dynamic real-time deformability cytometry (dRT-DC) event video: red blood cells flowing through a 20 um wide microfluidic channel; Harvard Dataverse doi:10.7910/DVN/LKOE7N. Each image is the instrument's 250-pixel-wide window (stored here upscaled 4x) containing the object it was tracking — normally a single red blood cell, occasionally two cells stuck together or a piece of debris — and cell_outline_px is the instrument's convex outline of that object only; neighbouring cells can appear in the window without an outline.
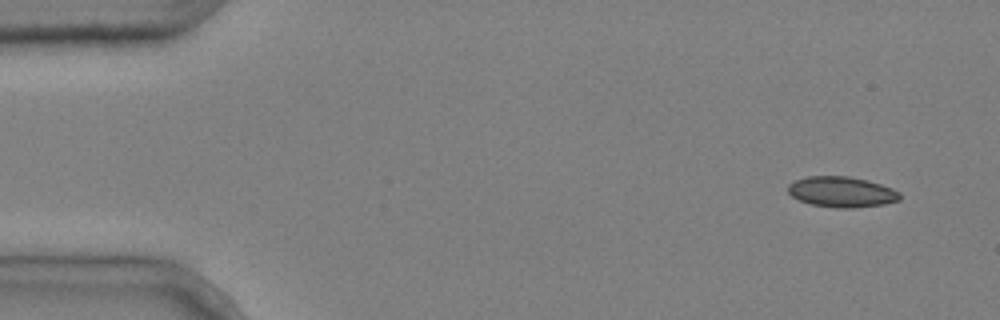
{"species": "common noctule bat (a hibernating species)", "species_latin": "Nyctalus noctula", "temperature_condition": "cold", "stored_images_in_passage": 6, "segment_of_instrument_passage": [2, 2], "camera_frame_rate_fps": 3000, "um_per_image_px": 0.085, "animal": {"sex": "male", "body_mass_g": 20.4}, "frame": {"image": 1, "passage_image": 6, "time_ms": 1.667, "image_size_px": [1000, 320], "cell_outline_px": [[900, 200], [884, 204], [852, 208], [836, 208], [812, 204], [800, 200], [792, 196], [788, 192], [788, 184], [796, 180], [808, 176], [848, 176], [868, 180], [892, 188], [900, 192]], "centroid_in_image_um": [71.55, 16.31], "position_along_channel_um": 13.4, "area_um2": 19.88}}